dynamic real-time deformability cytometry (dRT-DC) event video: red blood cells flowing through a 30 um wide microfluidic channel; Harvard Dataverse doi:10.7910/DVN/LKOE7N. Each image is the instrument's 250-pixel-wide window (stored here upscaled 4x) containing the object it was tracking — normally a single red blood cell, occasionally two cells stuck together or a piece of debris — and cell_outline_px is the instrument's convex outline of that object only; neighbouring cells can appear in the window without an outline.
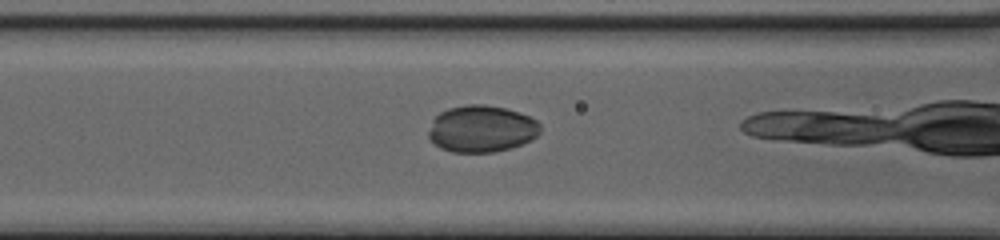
{"species": "common noctule bat (a hibernating species)", "species_latin": "Nyctalus noctula", "temperature_condition": "cold", "stored_images_in_passage": 36, "camera_frame_rate_fps": 3000, "um_per_image_px": 0.085, "animal": {"sex": "female", "body_mass_g": 20.0, "forearm_length_mm": 54.0}, "frame": {"image": 1, "passage_image": 17, "time_ms": 5.333, "image_size_px": [1000, 240], "cell_outline_px": [[540, 132], [532, 140], [512, 148], [496, 152], [452, 152], [440, 148], [428, 136], [428, 132], [432, 120], [440, 112], [448, 108], [468, 104], [484, 104], [504, 108], [528, 116], [536, 120], [540, 124]], "centroid_in_image_um": [40.93, 10.96], "position_along_channel_um": 125.7, "area_um2": 30.52}}
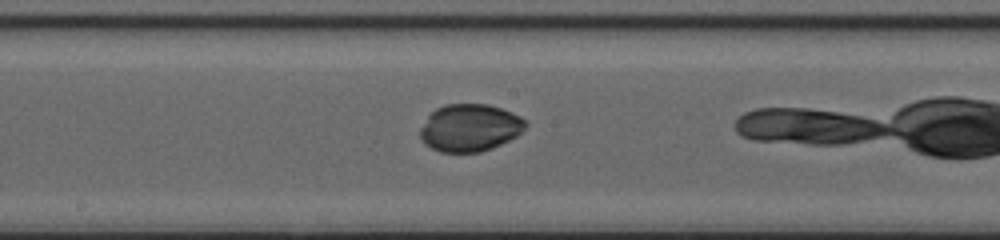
{"frame": {"image": 2, "passage_image": 23, "time_ms": 7.333, "image_size_px": [1000, 240], "cell_outline_px": [[528, 124], [516, 136], [492, 148], [480, 152], [440, 152], [424, 144], [420, 140], [420, 128], [428, 116], [436, 108], [444, 104], [488, 104], [500, 108], [520, 116], [528, 120]], "centroid_in_image_um": [39.92, 10.86], "position_along_channel_um": 208.3, "area_um2": 29.13}}
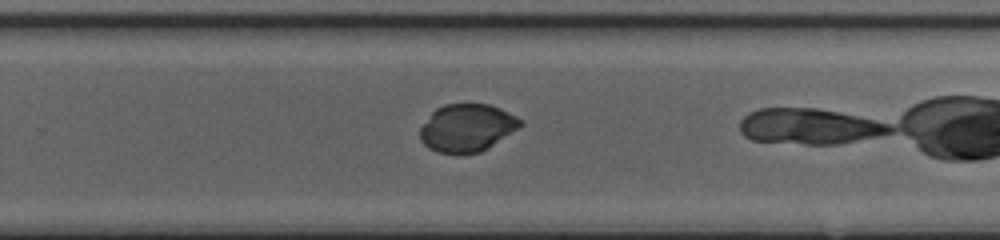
{"frame": {"image": 3, "passage_image": 29, "time_ms": 9.333, "image_size_px": [1000, 240], "cell_outline_px": [[524, 124], [488, 148], [480, 152], [436, 152], [428, 148], [420, 140], [420, 128], [432, 112], [436, 108], [444, 104], [488, 104], [500, 108], [524, 120]], "centroid_in_image_um": [39.7, 10.85], "position_along_channel_um": 290.1, "area_um2": 27.63}}